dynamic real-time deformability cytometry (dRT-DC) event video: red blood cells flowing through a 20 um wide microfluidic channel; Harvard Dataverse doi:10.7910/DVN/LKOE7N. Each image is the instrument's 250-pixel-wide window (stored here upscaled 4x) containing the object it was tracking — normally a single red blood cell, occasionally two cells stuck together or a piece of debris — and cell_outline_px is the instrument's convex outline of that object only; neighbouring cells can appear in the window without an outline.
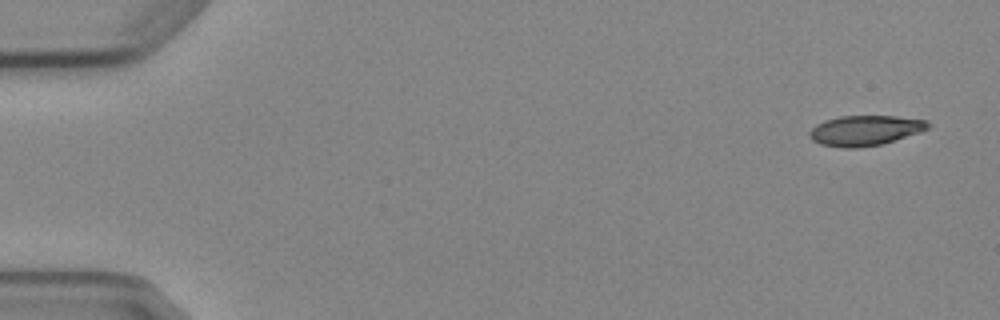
{"species": "Egyptian fruit bat (a non-hibernating species)", "species_latin": "Rousettus aegyptiacus", "temperature_condition": "cold", "stored_images_in_passage": 6, "camera_frame_rate_fps": 3000, "um_per_image_px": 0.085, "animal": {"sex": "female"}, "frame": {"image": 1, "passage_image": 1, "time_ms": 0.0, "image_size_px": [1000, 320], "cell_outline_px": [[928, 128], [920, 132], [880, 144], [856, 148], [844, 148], [820, 144], [812, 140], [808, 136], [808, 132], [816, 124], [824, 120], [840, 116], [896, 116], [928, 120]], "centroid_in_image_um": [73.48, 11.08], "position_along_channel_um": 11.5, "area_um2": 20.75}}
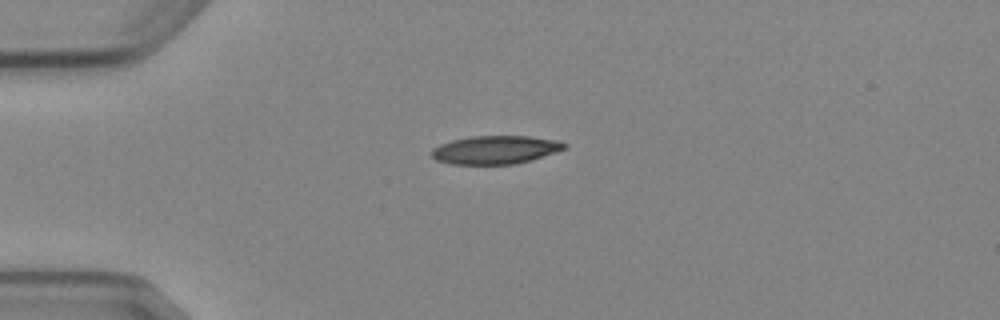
{"frame": {"image": 2, "passage_image": 4, "time_ms": 3.667, "image_size_px": [1000, 320], "cell_outline_px": [[568, 148], [556, 152], [516, 164], [448, 164], [436, 160], [432, 156], [432, 148], [440, 144], [452, 140], [472, 136], [528, 136], [560, 140], [568, 144]], "centroid_in_image_um": [42.13, 12.73], "position_along_channel_um": 42.9, "area_um2": 22.02}}
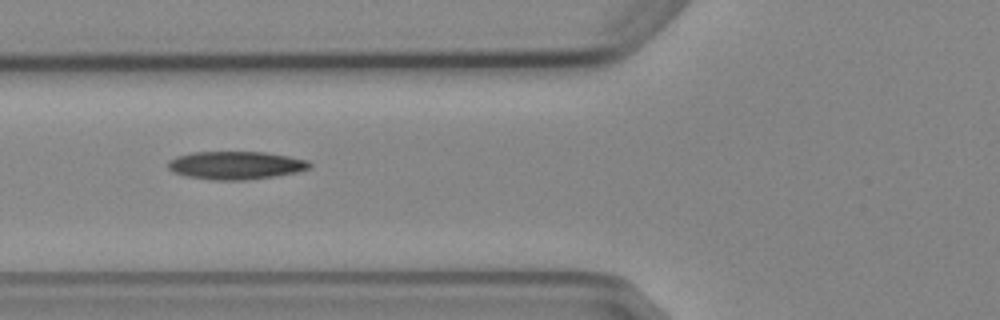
{"frame": {"image": 3, "passage_image": 6, "time_ms": 6.0, "image_size_px": [1000, 320], "cell_outline_px": [[312, 168], [296, 172], [276, 176], [248, 180], [212, 180], [184, 176], [172, 172], [168, 168], [168, 160], [176, 156], [192, 152], [264, 152], [288, 156], [308, 160], [312, 164]], "centroid_in_image_um": [20.03, 14.06], "position_along_channel_um": 105.8, "area_um2": 23.41}}